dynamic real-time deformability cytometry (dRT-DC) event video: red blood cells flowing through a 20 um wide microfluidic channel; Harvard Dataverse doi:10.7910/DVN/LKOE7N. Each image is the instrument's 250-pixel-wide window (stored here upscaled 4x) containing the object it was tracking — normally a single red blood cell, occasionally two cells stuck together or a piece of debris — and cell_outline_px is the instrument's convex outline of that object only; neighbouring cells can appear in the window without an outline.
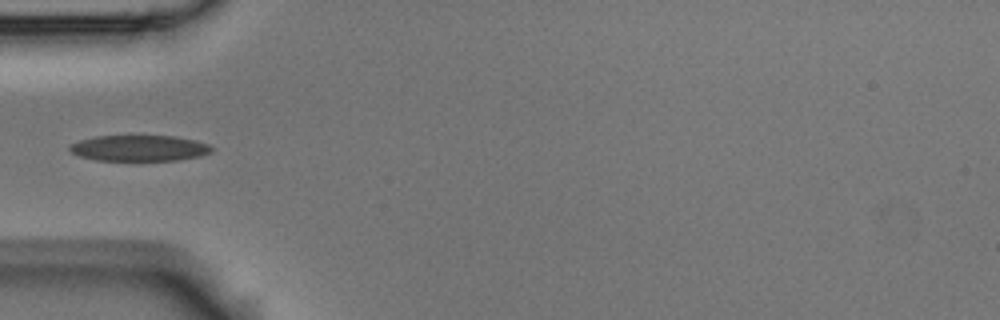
{"species": "Egyptian fruit bat (a non-hibernating species)", "species_latin": "Rousettus aegyptiacus", "temperature_condition": "room temperature", "stored_images_in_passage": 6, "camera_frame_rate_fps": 3000, "um_per_image_px": 0.085, "animal": {"sex": "male"}, "frame": {"image": 1, "passage_image": 6, "time_ms": 1.667, "image_size_px": [1000, 320], "cell_outline_px": [[212, 152], [200, 156], [176, 160], [96, 160], [80, 156], [72, 152], [68, 148], [68, 144], [80, 140], [96, 136], [176, 136], [196, 140], [208, 144], [212, 148]], "centroid_in_image_um": [11.83, 12.58], "position_along_channel_um": 73.2, "area_um2": 21.39}}